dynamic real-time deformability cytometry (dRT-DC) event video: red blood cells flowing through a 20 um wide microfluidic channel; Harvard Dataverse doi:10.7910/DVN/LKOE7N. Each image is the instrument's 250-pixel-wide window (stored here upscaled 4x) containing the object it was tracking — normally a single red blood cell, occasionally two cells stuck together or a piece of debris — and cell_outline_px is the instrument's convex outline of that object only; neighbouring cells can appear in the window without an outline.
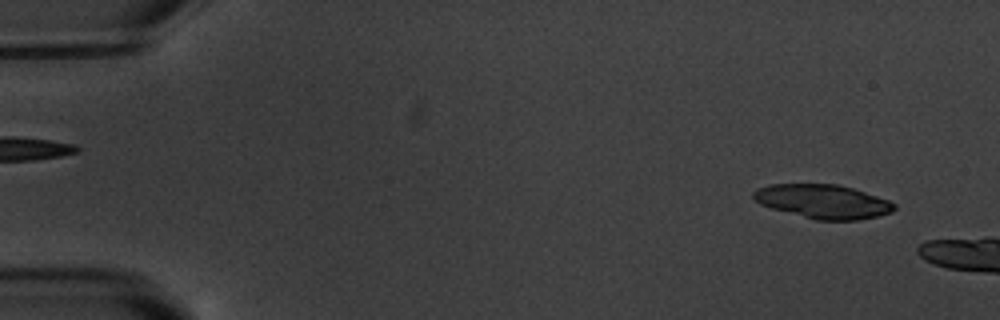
{"species": "common noctule bat (a hibernating species)", "species_latin": "Nyctalus noctula", "temperature_condition": "warm", "stored_images_in_passage": 3, "camera_frame_rate_fps": 3000, "um_per_image_px": 0.085, "animal": {"sex": "male", "body_mass_g": 20.1, "forearm_length_mm": 53.5}, "frame": {"image": 1, "passage_image": 1, "time_ms": 0.0, "image_size_px": [1000, 320], "cell_outline_px": [[896, 208], [892, 212], [876, 216], [856, 220], [816, 220], [772, 208], [760, 204], [752, 196], [752, 192], [756, 188], [768, 184], [836, 184], [852, 188], [888, 200], [896, 204]], "centroid_in_image_um": [69.93, 17.12], "position_along_channel_um": 15.1, "area_um2": 27.69}}